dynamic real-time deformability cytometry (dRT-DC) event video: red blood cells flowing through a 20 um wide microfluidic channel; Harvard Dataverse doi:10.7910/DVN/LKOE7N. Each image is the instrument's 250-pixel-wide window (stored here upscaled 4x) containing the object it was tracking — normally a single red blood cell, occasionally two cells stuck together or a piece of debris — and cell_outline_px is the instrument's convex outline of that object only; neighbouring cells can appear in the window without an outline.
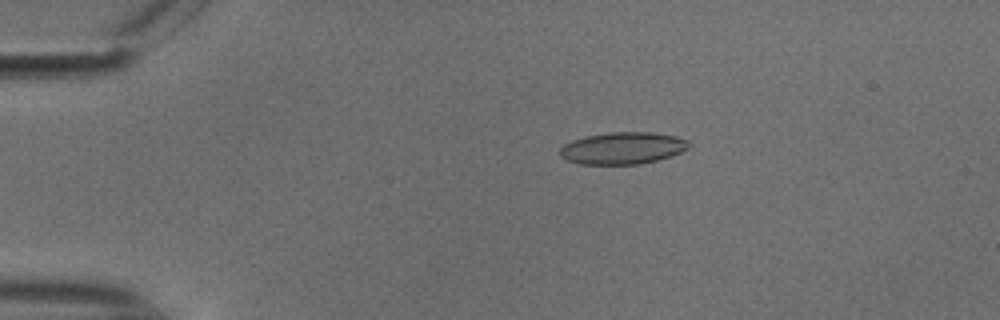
{"species": "common noctule bat (a hibernating species)", "species_latin": "Nyctalus noctula", "temperature_condition": "cold", "stored_images_in_passage": 47, "camera_frame_rate_fps": 3000, "um_per_image_px": 0.085, "animal": {"sex": "male", "body_mass_g": 18.8}, "frame": {"image": 1, "passage_image": 4, "time_ms": 1.0, "image_size_px": [1000, 320], "cell_outline_px": [[692, 144], [688, 148], [672, 156], [640, 164], [580, 164], [568, 160], [560, 156], [560, 148], [564, 144], [572, 140], [584, 136], [608, 132], [652, 132], [676, 136], [688, 140]], "centroid_in_image_um": [52.94, 12.58], "position_along_channel_um": 32.1, "area_um2": 24.16}}
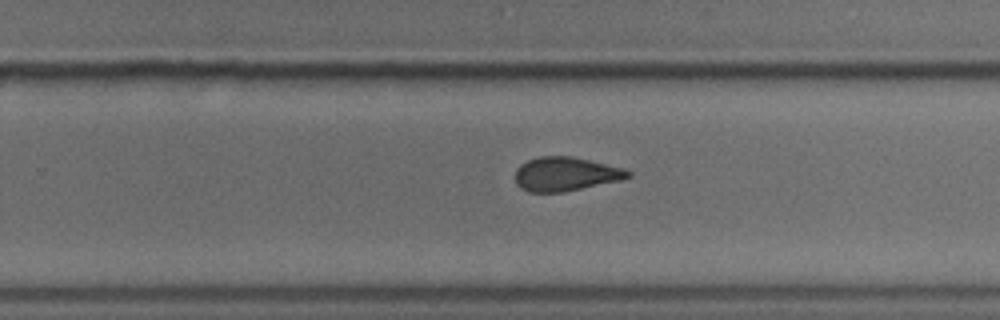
{"frame": {"image": 2, "passage_image": 28, "time_ms": 9.0, "image_size_px": [1000, 320], "cell_outline_px": [[632, 176], [620, 180], [564, 192], [528, 192], [520, 188], [516, 184], [516, 168], [520, 164], [528, 160], [540, 156], [572, 156], [624, 168], [632, 172]], "centroid_in_image_um": [48.07, 14.79], "position_along_channel_um": 281.7, "area_um2": 22.37}}
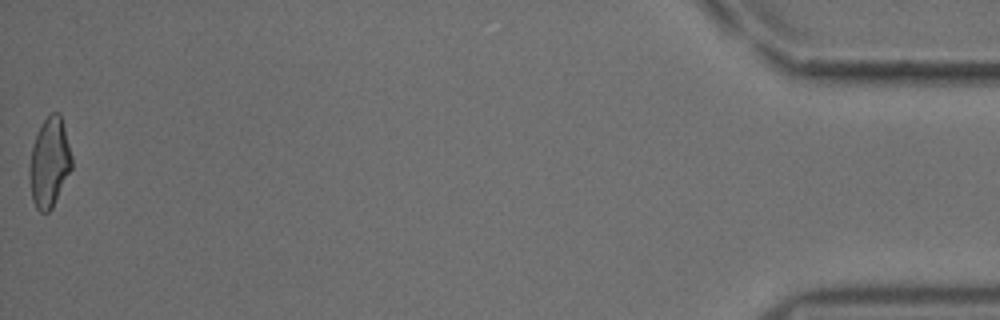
{"frame": {"image": 3, "passage_image": 47, "time_ms": 15.333, "image_size_px": [1000, 320], "cell_outline_px": [[72, 168], [52, 208], [48, 212], [40, 212], [36, 208], [32, 200], [28, 172], [28, 168], [32, 144], [44, 120], [52, 112], [60, 112], [72, 156]], "centroid_in_image_um": [4.19, 13.83], "position_along_channel_um": 431.0, "area_um2": 22.08}, "authors_computed_cell_mechanics": {"area_um2": 23.0622, "velocity_mm_per_s": 3.7775, "shape_relaxation_time_tau1_ms": 7.8099, "shape_relaxation_time_tau2_ms": 1.6818, "deformation_change_tau1": 0.1687, "deformation_change_tau2": 0.0934}}